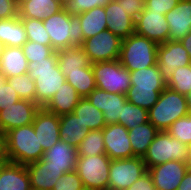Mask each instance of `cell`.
<instances>
[{"instance_id":"cell-41","label":"cell","mask_w":191,"mask_h":190,"mask_svg":"<svg viewBox=\"0 0 191 190\" xmlns=\"http://www.w3.org/2000/svg\"><path fill=\"white\" fill-rule=\"evenodd\" d=\"M18 100H20L19 95L7 81L6 75L0 71V111L13 105Z\"/></svg>"},{"instance_id":"cell-9","label":"cell","mask_w":191,"mask_h":190,"mask_svg":"<svg viewBox=\"0 0 191 190\" xmlns=\"http://www.w3.org/2000/svg\"><path fill=\"white\" fill-rule=\"evenodd\" d=\"M92 70L97 88L126 95L131 86L130 71L119 60L93 63Z\"/></svg>"},{"instance_id":"cell-7","label":"cell","mask_w":191,"mask_h":190,"mask_svg":"<svg viewBox=\"0 0 191 190\" xmlns=\"http://www.w3.org/2000/svg\"><path fill=\"white\" fill-rule=\"evenodd\" d=\"M170 160L188 163V145L171 137L167 131H159L143 156V161L149 169Z\"/></svg>"},{"instance_id":"cell-27","label":"cell","mask_w":191,"mask_h":190,"mask_svg":"<svg viewBox=\"0 0 191 190\" xmlns=\"http://www.w3.org/2000/svg\"><path fill=\"white\" fill-rule=\"evenodd\" d=\"M73 113L79 117L84 131L102 130L106 126L103 112L92 105L86 97L79 100Z\"/></svg>"},{"instance_id":"cell-6","label":"cell","mask_w":191,"mask_h":190,"mask_svg":"<svg viewBox=\"0 0 191 190\" xmlns=\"http://www.w3.org/2000/svg\"><path fill=\"white\" fill-rule=\"evenodd\" d=\"M190 113L186 96L165 88L158 101L148 110L149 122L159 131H167L177 119Z\"/></svg>"},{"instance_id":"cell-43","label":"cell","mask_w":191,"mask_h":190,"mask_svg":"<svg viewBox=\"0 0 191 190\" xmlns=\"http://www.w3.org/2000/svg\"><path fill=\"white\" fill-rule=\"evenodd\" d=\"M112 0H73L72 4L67 8L72 14L89 11L95 7H105Z\"/></svg>"},{"instance_id":"cell-48","label":"cell","mask_w":191,"mask_h":190,"mask_svg":"<svg viewBox=\"0 0 191 190\" xmlns=\"http://www.w3.org/2000/svg\"><path fill=\"white\" fill-rule=\"evenodd\" d=\"M177 190H191V168L185 173Z\"/></svg>"},{"instance_id":"cell-36","label":"cell","mask_w":191,"mask_h":190,"mask_svg":"<svg viewBox=\"0 0 191 190\" xmlns=\"http://www.w3.org/2000/svg\"><path fill=\"white\" fill-rule=\"evenodd\" d=\"M167 88L188 95L191 92V64L177 68L167 82Z\"/></svg>"},{"instance_id":"cell-2","label":"cell","mask_w":191,"mask_h":190,"mask_svg":"<svg viewBox=\"0 0 191 190\" xmlns=\"http://www.w3.org/2000/svg\"><path fill=\"white\" fill-rule=\"evenodd\" d=\"M28 74L35 80V102L43 108L66 81L58 66L57 51L44 60L28 62Z\"/></svg>"},{"instance_id":"cell-5","label":"cell","mask_w":191,"mask_h":190,"mask_svg":"<svg viewBox=\"0 0 191 190\" xmlns=\"http://www.w3.org/2000/svg\"><path fill=\"white\" fill-rule=\"evenodd\" d=\"M159 44L133 33L122 39L119 62L130 72L156 65Z\"/></svg>"},{"instance_id":"cell-24","label":"cell","mask_w":191,"mask_h":190,"mask_svg":"<svg viewBox=\"0 0 191 190\" xmlns=\"http://www.w3.org/2000/svg\"><path fill=\"white\" fill-rule=\"evenodd\" d=\"M81 98L76 89L65 81L43 108L48 112L62 116L73 113L74 108Z\"/></svg>"},{"instance_id":"cell-49","label":"cell","mask_w":191,"mask_h":190,"mask_svg":"<svg viewBox=\"0 0 191 190\" xmlns=\"http://www.w3.org/2000/svg\"><path fill=\"white\" fill-rule=\"evenodd\" d=\"M183 47L187 50L188 55L191 59V31L180 40Z\"/></svg>"},{"instance_id":"cell-50","label":"cell","mask_w":191,"mask_h":190,"mask_svg":"<svg viewBox=\"0 0 191 190\" xmlns=\"http://www.w3.org/2000/svg\"><path fill=\"white\" fill-rule=\"evenodd\" d=\"M0 160H7L5 134L0 132Z\"/></svg>"},{"instance_id":"cell-13","label":"cell","mask_w":191,"mask_h":190,"mask_svg":"<svg viewBox=\"0 0 191 190\" xmlns=\"http://www.w3.org/2000/svg\"><path fill=\"white\" fill-rule=\"evenodd\" d=\"M36 102L20 99L0 111V132L6 134L11 129L32 124L40 110Z\"/></svg>"},{"instance_id":"cell-22","label":"cell","mask_w":191,"mask_h":190,"mask_svg":"<svg viewBox=\"0 0 191 190\" xmlns=\"http://www.w3.org/2000/svg\"><path fill=\"white\" fill-rule=\"evenodd\" d=\"M77 150L65 140L60 139L52 148L43 153L42 159L49 166L67 168V173L76 170Z\"/></svg>"},{"instance_id":"cell-26","label":"cell","mask_w":191,"mask_h":190,"mask_svg":"<svg viewBox=\"0 0 191 190\" xmlns=\"http://www.w3.org/2000/svg\"><path fill=\"white\" fill-rule=\"evenodd\" d=\"M0 71L7 78L28 73V60L22 47H5L0 60Z\"/></svg>"},{"instance_id":"cell-1","label":"cell","mask_w":191,"mask_h":190,"mask_svg":"<svg viewBox=\"0 0 191 190\" xmlns=\"http://www.w3.org/2000/svg\"><path fill=\"white\" fill-rule=\"evenodd\" d=\"M131 86L126 93L130 103L149 110L158 101L160 94L167 87V82L153 65L130 72Z\"/></svg>"},{"instance_id":"cell-37","label":"cell","mask_w":191,"mask_h":190,"mask_svg":"<svg viewBox=\"0 0 191 190\" xmlns=\"http://www.w3.org/2000/svg\"><path fill=\"white\" fill-rule=\"evenodd\" d=\"M24 25L27 40L51 46V40L43 21L31 18H20Z\"/></svg>"},{"instance_id":"cell-29","label":"cell","mask_w":191,"mask_h":190,"mask_svg":"<svg viewBox=\"0 0 191 190\" xmlns=\"http://www.w3.org/2000/svg\"><path fill=\"white\" fill-rule=\"evenodd\" d=\"M128 131V137L130 138L131 148L133 150V157L142 158L159 132V130L150 122L141 124Z\"/></svg>"},{"instance_id":"cell-12","label":"cell","mask_w":191,"mask_h":190,"mask_svg":"<svg viewBox=\"0 0 191 190\" xmlns=\"http://www.w3.org/2000/svg\"><path fill=\"white\" fill-rule=\"evenodd\" d=\"M157 66L163 79L168 82L180 66L191 64L190 56L180 41H166L157 49Z\"/></svg>"},{"instance_id":"cell-54","label":"cell","mask_w":191,"mask_h":190,"mask_svg":"<svg viewBox=\"0 0 191 190\" xmlns=\"http://www.w3.org/2000/svg\"><path fill=\"white\" fill-rule=\"evenodd\" d=\"M4 49H5L4 44L0 42V60H1V56L3 55Z\"/></svg>"},{"instance_id":"cell-17","label":"cell","mask_w":191,"mask_h":190,"mask_svg":"<svg viewBox=\"0 0 191 190\" xmlns=\"http://www.w3.org/2000/svg\"><path fill=\"white\" fill-rule=\"evenodd\" d=\"M86 98L103 112L106 125L118 123L119 118H122L123 107L127 101L125 94L109 93L96 87Z\"/></svg>"},{"instance_id":"cell-4","label":"cell","mask_w":191,"mask_h":190,"mask_svg":"<svg viewBox=\"0 0 191 190\" xmlns=\"http://www.w3.org/2000/svg\"><path fill=\"white\" fill-rule=\"evenodd\" d=\"M6 157L9 162L27 165L43 156L33 124L11 129L5 134Z\"/></svg>"},{"instance_id":"cell-46","label":"cell","mask_w":191,"mask_h":190,"mask_svg":"<svg viewBox=\"0 0 191 190\" xmlns=\"http://www.w3.org/2000/svg\"><path fill=\"white\" fill-rule=\"evenodd\" d=\"M19 16L18 0H0V20Z\"/></svg>"},{"instance_id":"cell-55","label":"cell","mask_w":191,"mask_h":190,"mask_svg":"<svg viewBox=\"0 0 191 190\" xmlns=\"http://www.w3.org/2000/svg\"><path fill=\"white\" fill-rule=\"evenodd\" d=\"M8 160H0V168L6 163Z\"/></svg>"},{"instance_id":"cell-42","label":"cell","mask_w":191,"mask_h":190,"mask_svg":"<svg viewBox=\"0 0 191 190\" xmlns=\"http://www.w3.org/2000/svg\"><path fill=\"white\" fill-rule=\"evenodd\" d=\"M53 190H84V186L77 172L71 171L58 178Z\"/></svg>"},{"instance_id":"cell-20","label":"cell","mask_w":191,"mask_h":190,"mask_svg":"<svg viewBox=\"0 0 191 190\" xmlns=\"http://www.w3.org/2000/svg\"><path fill=\"white\" fill-rule=\"evenodd\" d=\"M165 17L169 25V40L180 41L191 31V0H180Z\"/></svg>"},{"instance_id":"cell-53","label":"cell","mask_w":191,"mask_h":190,"mask_svg":"<svg viewBox=\"0 0 191 190\" xmlns=\"http://www.w3.org/2000/svg\"><path fill=\"white\" fill-rule=\"evenodd\" d=\"M188 164L191 168V144L188 146Z\"/></svg>"},{"instance_id":"cell-33","label":"cell","mask_w":191,"mask_h":190,"mask_svg":"<svg viewBox=\"0 0 191 190\" xmlns=\"http://www.w3.org/2000/svg\"><path fill=\"white\" fill-rule=\"evenodd\" d=\"M62 73L66 81L76 89L82 98L87 97L96 88L92 64L88 67L81 68L80 71Z\"/></svg>"},{"instance_id":"cell-28","label":"cell","mask_w":191,"mask_h":190,"mask_svg":"<svg viewBox=\"0 0 191 190\" xmlns=\"http://www.w3.org/2000/svg\"><path fill=\"white\" fill-rule=\"evenodd\" d=\"M0 42L5 47H22L27 42L26 31L19 16L0 20Z\"/></svg>"},{"instance_id":"cell-38","label":"cell","mask_w":191,"mask_h":190,"mask_svg":"<svg viewBox=\"0 0 191 190\" xmlns=\"http://www.w3.org/2000/svg\"><path fill=\"white\" fill-rule=\"evenodd\" d=\"M7 81L11 87L17 92L20 99L35 102V80H33L28 73L20 76L8 77Z\"/></svg>"},{"instance_id":"cell-11","label":"cell","mask_w":191,"mask_h":190,"mask_svg":"<svg viewBox=\"0 0 191 190\" xmlns=\"http://www.w3.org/2000/svg\"><path fill=\"white\" fill-rule=\"evenodd\" d=\"M122 39L106 29L84 40L81 46L91 64L119 60Z\"/></svg>"},{"instance_id":"cell-45","label":"cell","mask_w":191,"mask_h":190,"mask_svg":"<svg viewBox=\"0 0 191 190\" xmlns=\"http://www.w3.org/2000/svg\"><path fill=\"white\" fill-rule=\"evenodd\" d=\"M119 6L126 11L134 21L138 18L139 14L144 10L145 3L141 0H116Z\"/></svg>"},{"instance_id":"cell-40","label":"cell","mask_w":191,"mask_h":190,"mask_svg":"<svg viewBox=\"0 0 191 190\" xmlns=\"http://www.w3.org/2000/svg\"><path fill=\"white\" fill-rule=\"evenodd\" d=\"M22 50L28 62L44 60V58L51 56L55 52L52 46L43 45L29 40H27V42L22 46Z\"/></svg>"},{"instance_id":"cell-14","label":"cell","mask_w":191,"mask_h":190,"mask_svg":"<svg viewBox=\"0 0 191 190\" xmlns=\"http://www.w3.org/2000/svg\"><path fill=\"white\" fill-rule=\"evenodd\" d=\"M189 164L181 161L170 160L147 169L156 190H177Z\"/></svg>"},{"instance_id":"cell-21","label":"cell","mask_w":191,"mask_h":190,"mask_svg":"<svg viewBox=\"0 0 191 190\" xmlns=\"http://www.w3.org/2000/svg\"><path fill=\"white\" fill-rule=\"evenodd\" d=\"M107 15V29L121 39L128 38L135 33V21L127 15L126 11L119 6L116 0H112L104 7Z\"/></svg>"},{"instance_id":"cell-23","label":"cell","mask_w":191,"mask_h":190,"mask_svg":"<svg viewBox=\"0 0 191 190\" xmlns=\"http://www.w3.org/2000/svg\"><path fill=\"white\" fill-rule=\"evenodd\" d=\"M0 190H31L26 165L4 163L0 168Z\"/></svg>"},{"instance_id":"cell-30","label":"cell","mask_w":191,"mask_h":190,"mask_svg":"<svg viewBox=\"0 0 191 190\" xmlns=\"http://www.w3.org/2000/svg\"><path fill=\"white\" fill-rule=\"evenodd\" d=\"M58 66L61 72L80 71L91 63L81 46H72L57 51Z\"/></svg>"},{"instance_id":"cell-32","label":"cell","mask_w":191,"mask_h":190,"mask_svg":"<svg viewBox=\"0 0 191 190\" xmlns=\"http://www.w3.org/2000/svg\"><path fill=\"white\" fill-rule=\"evenodd\" d=\"M82 127L83 125L79 121V117L74 113L60 116V139L65 140L71 146L77 148L88 133Z\"/></svg>"},{"instance_id":"cell-51","label":"cell","mask_w":191,"mask_h":190,"mask_svg":"<svg viewBox=\"0 0 191 190\" xmlns=\"http://www.w3.org/2000/svg\"><path fill=\"white\" fill-rule=\"evenodd\" d=\"M59 1L64 8H68L73 2V0H59Z\"/></svg>"},{"instance_id":"cell-25","label":"cell","mask_w":191,"mask_h":190,"mask_svg":"<svg viewBox=\"0 0 191 190\" xmlns=\"http://www.w3.org/2000/svg\"><path fill=\"white\" fill-rule=\"evenodd\" d=\"M63 8L59 0H20L19 17L43 21Z\"/></svg>"},{"instance_id":"cell-31","label":"cell","mask_w":191,"mask_h":190,"mask_svg":"<svg viewBox=\"0 0 191 190\" xmlns=\"http://www.w3.org/2000/svg\"><path fill=\"white\" fill-rule=\"evenodd\" d=\"M83 31L84 40L107 29V15L104 7H95L77 15Z\"/></svg>"},{"instance_id":"cell-16","label":"cell","mask_w":191,"mask_h":190,"mask_svg":"<svg viewBox=\"0 0 191 190\" xmlns=\"http://www.w3.org/2000/svg\"><path fill=\"white\" fill-rule=\"evenodd\" d=\"M102 131L105 151L111 160L133 157V150L128 137L129 131L125 126L118 123L108 124Z\"/></svg>"},{"instance_id":"cell-35","label":"cell","mask_w":191,"mask_h":190,"mask_svg":"<svg viewBox=\"0 0 191 190\" xmlns=\"http://www.w3.org/2000/svg\"><path fill=\"white\" fill-rule=\"evenodd\" d=\"M146 122H149L148 110L127 100L123 107L122 118H119L118 124L125 126L129 130Z\"/></svg>"},{"instance_id":"cell-3","label":"cell","mask_w":191,"mask_h":190,"mask_svg":"<svg viewBox=\"0 0 191 190\" xmlns=\"http://www.w3.org/2000/svg\"><path fill=\"white\" fill-rule=\"evenodd\" d=\"M43 25L48 32L51 46L55 51L72 46H82L84 43L80 19L67 8L46 17Z\"/></svg>"},{"instance_id":"cell-18","label":"cell","mask_w":191,"mask_h":190,"mask_svg":"<svg viewBox=\"0 0 191 190\" xmlns=\"http://www.w3.org/2000/svg\"><path fill=\"white\" fill-rule=\"evenodd\" d=\"M32 124L38 136L39 146H42L44 152L60 140V116L40 108Z\"/></svg>"},{"instance_id":"cell-44","label":"cell","mask_w":191,"mask_h":190,"mask_svg":"<svg viewBox=\"0 0 191 190\" xmlns=\"http://www.w3.org/2000/svg\"><path fill=\"white\" fill-rule=\"evenodd\" d=\"M180 0H148L145 2L144 10H152V12H161L165 15L172 10Z\"/></svg>"},{"instance_id":"cell-34","label":"cell","mask_w":191,"mask_h":190,"mask_svg":"<svg viewBox=\"0 0 191 190\" xmlns=\"http://www.w3.org/2000/svg\"><path fill=\"white\" fill-rule=\"evenodd\" d=\"M78 156L106 154L102 130H90L76 148Z\"/></svg>"},{"instance_id":"cell-47","label":"cell","mask_w":191,"mask_h":190,"mask_svg":"<svg viewBox=\"0 0 191 190\" xmlns=\"http://www.w3.org/2000/svg\"><path fill=\"white\" fill-rule=\"evenodd\" d=\"M126 190H156L148 171Z\"/></svg>"},{"instance_id":"cell-15","label":"cell","mask_w":191,"mask_h":190,"mask_svg":"<svg viewBox=\"0 0 191 190\" xmlns=\"http://www.w3.org/2000/svg\"><path fill=\"white\" fill-rule=\"evenodd\" d=\"M135 33L157 44L169 41V25L161 12L143 10L135 21Z\"/></svg>"},{"instance_id":"cell-10","label":"cell","mask_w":191,"mask_h":190,"mask_svg":"<svg viewBox=\"0 0 191 190\" xmlns=\"http://www.w3.org/2000/svg\"><path fill=\"white\" fill-rule=\"evenodd\" d=\"M146 172L142 157L111 160L108 190H126Z\"/></svg>"},{"instance_id":"cell-39","label":"cell","mask_w":191,"mask_h":190,"mask_svg":"<svg viewBox=\"0 0 191 190\" xmlns=\"http://www.w3.org/2000/svg\"><path fill=\"white\" fill-rule=\"evenodd\" d=\"M167 132L171 137L189 146L191 144V112L172 123Z\"/></svg>"},{"instance_id":"cell-19","label":"cell","mask_w":191,"mask_h":190,"mask_svg":"<svg viewBox=\"0 0 191 190\" xmlns=\"http://www.w3.org/2000/svg\"><path fill=\"white\" fill-rule=\"evenodd\" d=\"M31 190H53L58 178L67 173V168H55L42 158L26 165Z\"/></svg>"},{"instance_id":"cell-52","label":"cell","mask_w":191,"mask_h":190,"mask_svg":"<svg viewBox=\"0 0 191 190\" xmlns=\"http://www.w3.org/2000/svg\"><path fill=\"white\" fill-rule=\"evenodd\" d=\"M186 100H187V103H188V108H189V110L191 112V92L188 95H186Z\"/></svg>"},{"instance_id":"cell-8","label":"cell","mask_w":191,"mask_h":190,"mask_svg":"<svg viewBox=\"0 0 191 190\" xmlns=\"http://www.w3.org/2000/svg\"><path fill=\"white\" fill-rule=\"evenodd\" d=\"M110 162L107 154L77 157L75 171L82 180L84 189L108 190Z\"/></svg>"}]
</instances>
